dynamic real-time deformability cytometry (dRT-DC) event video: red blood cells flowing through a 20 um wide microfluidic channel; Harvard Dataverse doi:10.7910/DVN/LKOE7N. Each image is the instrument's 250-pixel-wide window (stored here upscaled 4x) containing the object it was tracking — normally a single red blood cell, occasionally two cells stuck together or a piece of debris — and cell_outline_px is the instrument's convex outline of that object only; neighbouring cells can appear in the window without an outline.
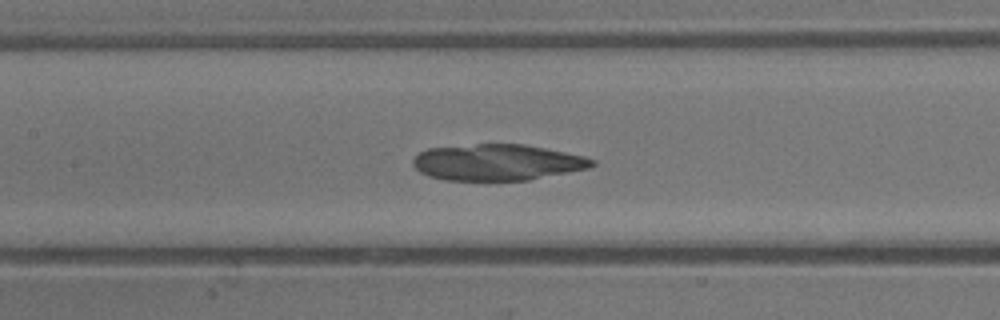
{"species": "common noctule bat (a hibernating species)", "species_latin": "Nyctalus noctula", "temperature_condition": "warm", "stored_images_in_passage": 41, "segment_of_instrument_passage": [3, 3], "camera_frame_rate_fps": 3000, "um_per_image_px": 0.085, "animal": {"sex": "male", "body_mass_g": 13.3}, "frame": {"image": 1, "passage_image": 20, "time_ms": 6.333, "image_size_px": [1000, 320], "cell_outline_px": [[592, 164], [580, 168], [516, 180], [464, 180], [436, 176], [420, 168], [416, 164], [416, 160], [424, 152], [440, 148], [484, 144], [512, 144], [556, 152], [576, 156], [588, 160]], "centroid_in_image_um": [42.18, 13.79], "position_along_channel_um": 165.2, "area_um2": 33.58}}
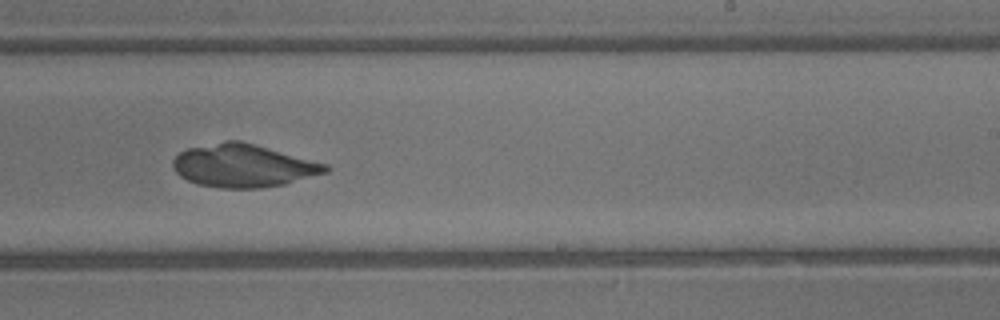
{"frame": {"image": 2, "passage_image": 26, "time_ms": 8.333, "image_size_px": [1000, 320], "cell_outline_px": [[328, 168], [320, 172], [272, 184], [208, 184], [192, 180], [184, 176], [176, 168], [176, 156], [184, 152], [224, 144], [248, 144], [320, 164]], "centroid_in_image_um": [20.62, 14.06], "position_along_channel_um": 268.4, "area_um2": 31.56}}
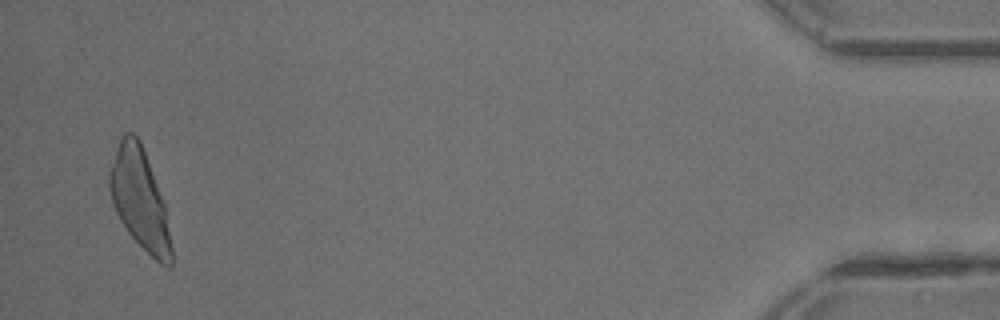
{"frame": {"image": 3, "passage_image": 40, "time_ms": 13.0, "image_size_px": [1000, 320], "cell_outline_px": [[168, 244], [156, 256], [128, 228], [120, 216], [116, 208], [112, 196], [112, 176], [160, 220], [164, 224], [168, 240]], "centroid_in_image_um": [11.86, 18.62], "position_along_channel_um": 423.3, "area_um2": 13.64}}